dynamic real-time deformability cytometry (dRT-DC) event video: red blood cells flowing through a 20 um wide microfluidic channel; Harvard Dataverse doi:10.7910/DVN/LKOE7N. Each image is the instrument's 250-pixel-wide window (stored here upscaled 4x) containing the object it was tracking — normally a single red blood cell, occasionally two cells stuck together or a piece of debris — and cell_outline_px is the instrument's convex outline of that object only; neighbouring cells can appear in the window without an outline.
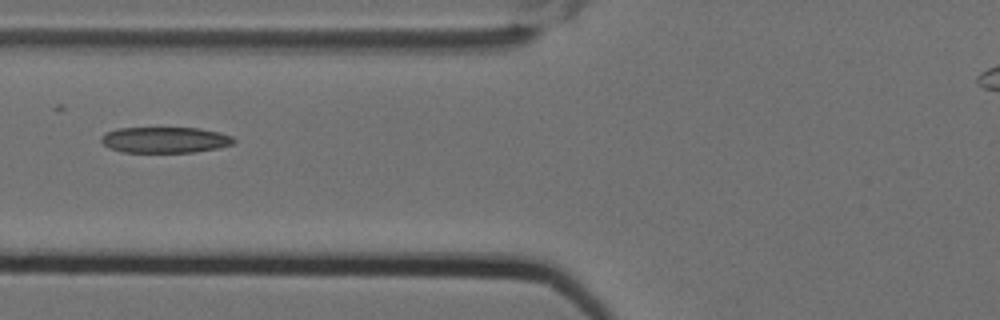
{"species": "Egyptian fruit bat (a non-hibernating species)", "species_latin": "Rousettus aegyptiacus", "temperature_condition": "cold", "stored_images_in_passage": 3, "camera_frame_rate_fps": 3000, "um_per_image_px": 0.085, "animal": {"sex": "female"}, "frame": {"image": 1, "passage_image": 3, "time_ms": 0.667, "image_size_px": [1000, 320], "cell_outline_px": [[236, 140], [232, 144], [216, 148], [192, 152], [120, 152], [108, 148], [100, 140], [100, 136], [104, 132], [116, 128], [200, 128], [220, 132], [232, 136]], "centroid_in_image_um": [13.97, 11.88], "position_along_channel_um": 111.8, "area_um2": 20.17}}